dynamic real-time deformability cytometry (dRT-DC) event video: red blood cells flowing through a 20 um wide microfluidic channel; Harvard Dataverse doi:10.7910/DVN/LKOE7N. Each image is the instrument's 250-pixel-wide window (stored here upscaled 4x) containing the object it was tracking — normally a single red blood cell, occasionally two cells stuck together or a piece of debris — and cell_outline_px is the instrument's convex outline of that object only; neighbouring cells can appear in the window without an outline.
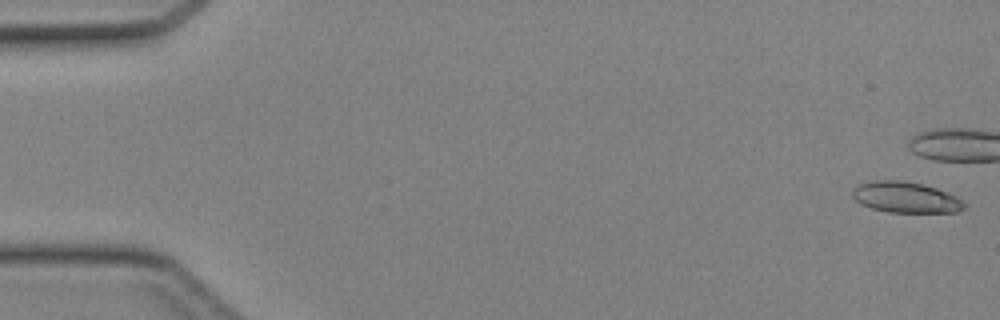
{"species": "Egyptian fruit bat (a non-hibernating species)", "species_latin": "Rousettus aegyptiacus", "temperature_condition": "cold", "stored_images_in_passage": 9, "camera_frame_rate_fps": 3000, "um_per_image_px": 0.085, "animal": {"sex": "female"}, "frame": {"image": 1, "passage_image": 1, "time_ms": 0.0, "image_size_px": [1000, 320], "cell_outline_px": [[968, 204], [964, 208], [956, 212], [888, 212], [872, 208], [860, 204], [852, 196], [852, 188], [860, 184], [872, 180], [904, 180], [924, 184], [948, 192], [964, 200]], "centroid_in_image_um": [77.0, 16.76], "position_along_channel_um": 8.0, "area_um2": 20.4}}